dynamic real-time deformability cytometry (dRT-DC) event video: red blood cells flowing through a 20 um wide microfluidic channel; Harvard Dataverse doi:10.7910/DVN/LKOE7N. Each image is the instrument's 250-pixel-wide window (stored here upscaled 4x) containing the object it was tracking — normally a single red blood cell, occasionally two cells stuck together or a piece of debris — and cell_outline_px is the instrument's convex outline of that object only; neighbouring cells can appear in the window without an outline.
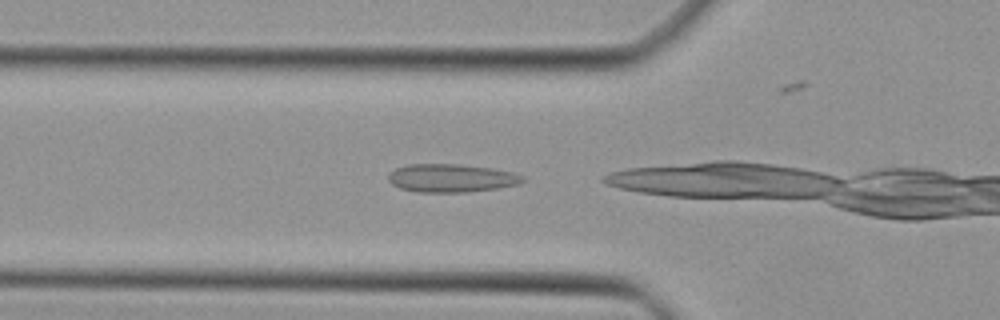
{"species": "Egyptian fruit bat (a non-hibernating species)", "species_latin": "Rousettus aegyptiacus", "temperature_condition": "cold", "stored_images_in_passage": 15, "camera_frame_rate_fps": 3000, "um_per_image_px": 0.085, "animal": {"sex": "female"}, "frame": {"image": 1, "passage_image": 5, "time_ms": 1.333, "image_size_px": [1000, 320], "cell_outline_px": [[524, 180], [516, 184], [496, 188], [468, 192], [420, 192], [400, 188], [392, 184], [388, 180], [388, 172], [396, 168], [408, 164], [456, 164], [492, 168], [512, 172], [524, 176]], "centroid_in_image_um": [38.32, 15.13], "position_along_channel_um": 87.5, "area_um2": 21.96}}